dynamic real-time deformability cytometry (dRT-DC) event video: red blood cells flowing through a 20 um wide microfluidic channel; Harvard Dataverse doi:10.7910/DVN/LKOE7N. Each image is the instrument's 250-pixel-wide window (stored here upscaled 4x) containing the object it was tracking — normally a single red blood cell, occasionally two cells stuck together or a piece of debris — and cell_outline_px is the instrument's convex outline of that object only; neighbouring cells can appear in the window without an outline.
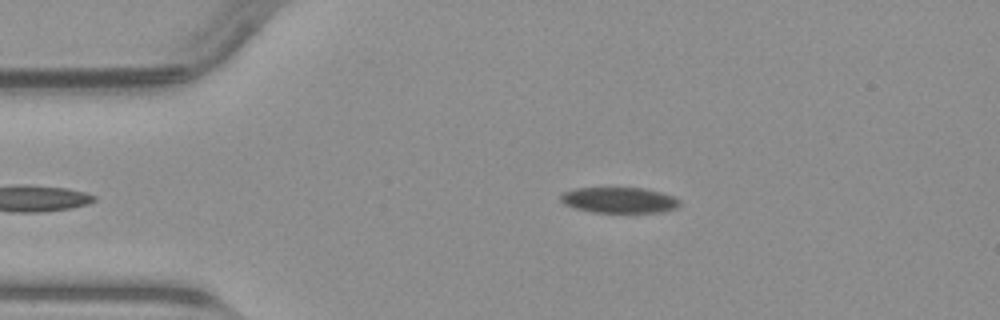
{"species": "common noctule bat (a hibernating species)", "species_latin": "Nyctalus noctula", "temperature_condition": "warm", "stored_images_in_passage": 37, "camera_frame_rate_fps": 3000, "um_per_image_px": 0.085, "animal": {"sex": "male", "body_mass_g": 23.1, "forearm_length_mm": 52.7}, "frame": {"image": 1, "passage_image": 3, "time_ms": 0.667, "image_size_px": [1000, 320], "cell_outline_px": [[680, 204], [676, 208], [660, 212], [592, 212], [576, 208], [564, 204], [560, 200], [560, 196], [564, 192], [576, 188], [644, 188], [660, 192], [672, 196], [680, 200]], "centroid_in_image_um": [52.63, 17.01], "position_along_channel_um": 32.4, "area_um2": 17.69}}
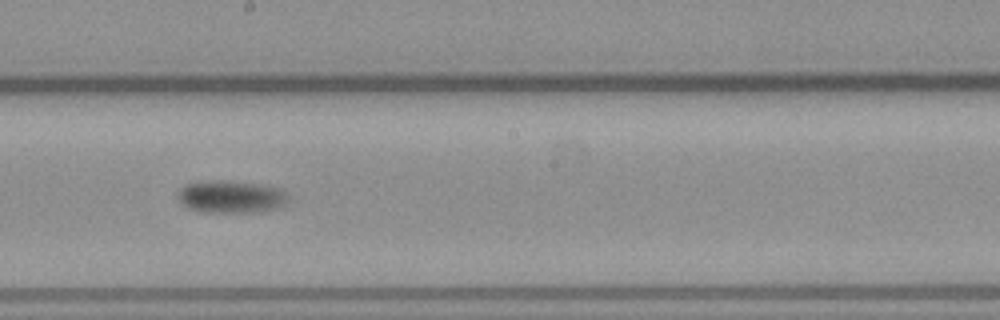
{"frame": {"image": 2, "passage_image": 21, "time_ms": 6.667, "image_size_px": [1000, 320], "cell_outline_px": [[288, 204], [276, 208], [260, 212], [200, 212], [188, 208], [180, 200], [180, 188], [184, 184], [208, 180], [232, 180], [256, 184], [276, 188], [284, 192], [288, 196]], "centroid_in_image_um": [19.64, 16.72], "position_along_channel_um": 228.6, "area_um2": 20.87}}
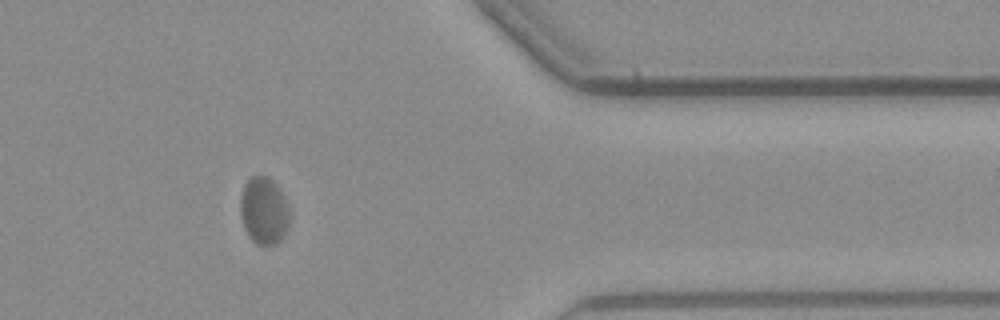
{"frame": {"image": 3, "passage_image": 35, "time_ms": 11.333, "image_size_px": [1000, 320], "cell_outline_px": [[288, 224], [284, 236], [276, 244], [256, 244], [248, 236], [244, 228], [240, 212], [240, 196], [244, 184], [252, 176], [264, 176], [272, 180], [276, 184], [284, 196], [288, 204]], "centroid_in_image_um": [22.41, 17.91], "position_along_channel_um": 389.0, "area_um2": 19.25}}